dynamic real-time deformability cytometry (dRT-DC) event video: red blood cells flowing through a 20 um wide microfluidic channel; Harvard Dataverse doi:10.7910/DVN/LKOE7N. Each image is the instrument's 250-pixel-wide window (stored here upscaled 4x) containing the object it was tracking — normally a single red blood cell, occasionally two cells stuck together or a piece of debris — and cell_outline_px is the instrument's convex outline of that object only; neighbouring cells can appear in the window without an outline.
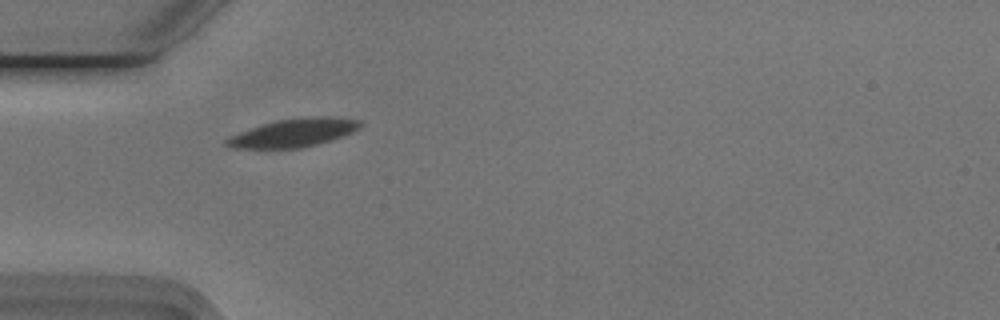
{"species": "Egyptian fruit bat (a non-hibernating species)", "species_latin": "Rousettus aegyptiacus", "temperature_condition": "cold", "stored_images_in_passage": 39, "camera_frame_rate_fps": 3000, "um_per_image_px": 0.085, "animal": {"sex": "male"}, "frame": {"image": 1, "passage_image": 1, "time_ms": 0.0, "image_size_px": [1000, 320], "cell_outline_px": [[364, 124], [360, 128], [352, 132], [316, 144], [300, 148], [228, 148], [224, 144], [224, 140], [228, 136], [264, 124], [280, 120], [312, 116], [328, 116], [360, 120]], "centroid_in_image_um": [24.94, 11.29], "position_along_channel_um": 60.1, "area_um2": 21.73}}
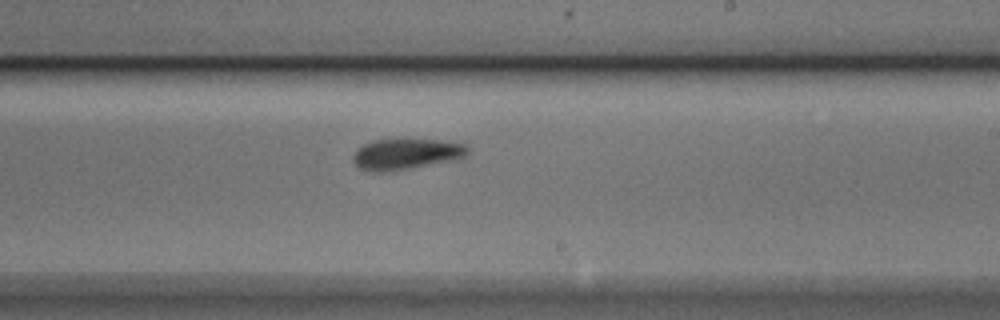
{"frame": {"image": 2, "passage_image": 17, "time_ms": 5.333, "image_size_px": [1000, 320], "cell_outline_px": [[468, 152], [464, 156], [452, 160], [408, 168], [384, 172], [376, 172], [360, 168], [352, 160], [352, 156], [356, 148], [372, 140], [400, 136], [440, 140], [464, 144], [468, 148]], "centroid_in_image_um": [34.45, 13.03], "position_along_channel_um": 254.5, "area_um2": 21.15}}
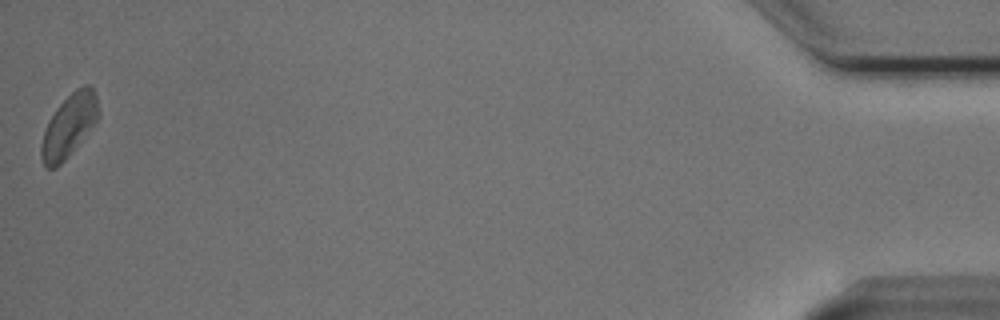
{"frame": {"image": 3, "passage_image": 39, "time_ms": 12.667, "image_size_px": [1000, 320], "cell_outline_px": [[100, 116], [68, 156], [56, 168], [44, 168], [40, 156], [40, 148], [44, 132], [48, 120], [56, 108], [76, 88], [84, 84], [88, 84], [92, 88], [96, 96]], "centroid_in_image_um": [5.84, 10.69], "position_along_channel_um": 429.4, "area_um2": 20.69}, "authors_computed_cell_mechanics": {"area_um2": 20.4612, "velocity_mm_per_s": 3.7073, "shape_relaxation_time_tau1_ms": 2.9441, "shape_relaxation_time_tau2_ms": 4.9217, "deformation_change_tau1": 0.0933, "deformation_change_tau2": 0.101}}